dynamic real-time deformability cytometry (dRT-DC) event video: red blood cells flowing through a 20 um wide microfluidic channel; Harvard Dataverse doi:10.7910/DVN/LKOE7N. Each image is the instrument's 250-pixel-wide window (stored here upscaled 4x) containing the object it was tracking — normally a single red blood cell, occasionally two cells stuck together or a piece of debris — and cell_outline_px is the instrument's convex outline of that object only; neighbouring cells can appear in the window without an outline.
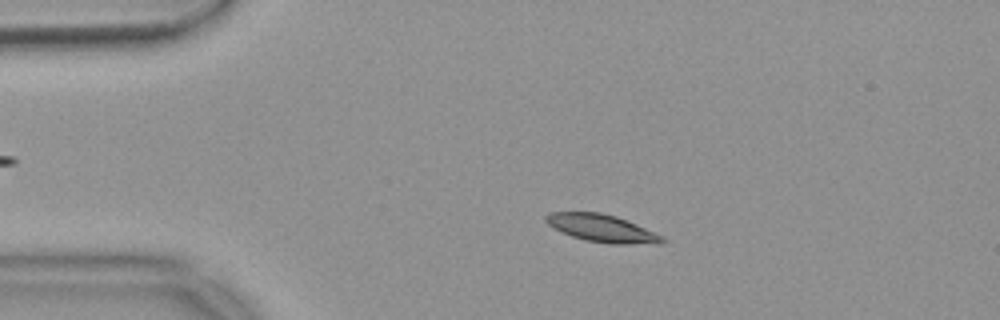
{"species": "common noctule bat (a hibernating species)", "species_latin": "Nyctalus noctula", "temperature_condition": "warm", "stored_images_in_passage": 55, "camera_frame_rate_fps": 3000, "um_per_image_px": 0.085, "animal": {"sex": "female", "body_mass_g": 18.4}, "frame": {"image": 1, "passage_image": 11, "time_ms": 3.333, "image_size_px": [1000, 320], "cell_outline_px": [[668, 240], [664, 244], [608, 244], [584, 240], [572, 236], [552, 228], [544, 220], [544, 216], [548, 212], [600, 212], [616, 216], [656, 232], [664, 236]], "centroid_in_image_um": [51.2, 19.42], "position_along_channel_um": 33.8, "area_um2": 19.07}}
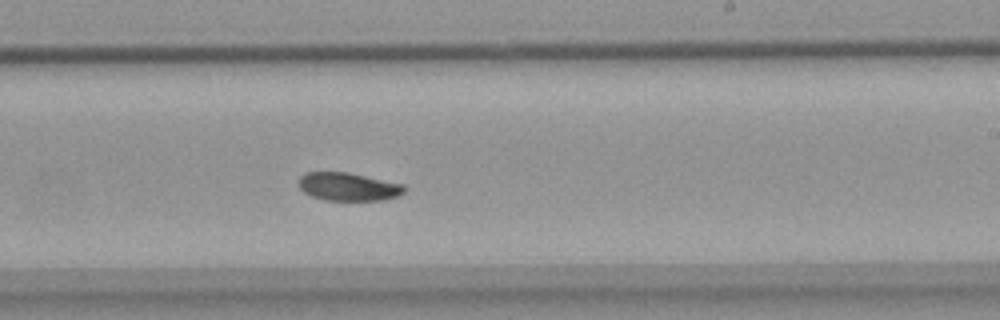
{"frame": {"image": 2, "passage_image": 33, "time_ms": 10.667, "image_size_px": [1000, 320], "cell_outline_px": [[408, 188], [404, 192], [396, 196], [384, 200], [324, 200], [312, 196], [304, 192], [296, 184], [296, 180], [304, 172], [348, 172], [404, 184]], "centroid_in_image_um": [29.57, 15.86], "position_along_channel_um": 259.4, "area_um2": 17.57}}
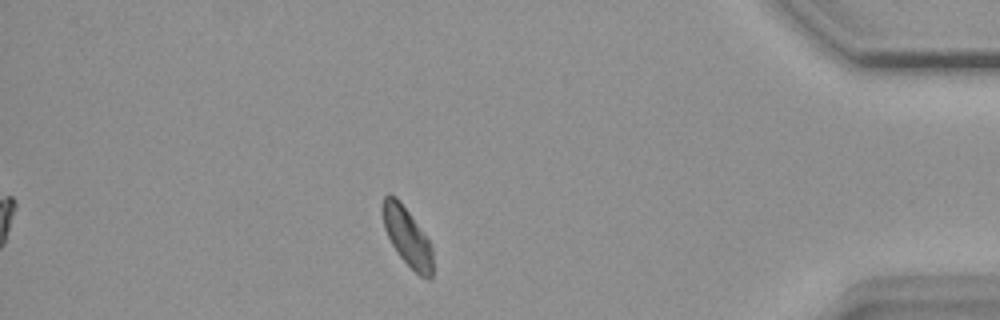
{"frame": {"image": 3, "passage_image": 48, "time_ms": 15.667, "image_size_px": [1000, 320], "cell_outline_px": [[432, 280], [428, 280], [420, 276], [396, 252], [384, 228], [380, 212], [380, 204], [384, 196], [388, 192], [396, 196], [400, 200], [432, 244]], "centroid_in_image_um": [34.57, 20.06], "position_along_channel_um": 400.6, "area_um2": 17.46}, "authors_computed_cell_mechanics": {"area_um2": 18.0336, "velocity_mm_per_s": 3.6451, "shape_relaxation_time_tau1_ms": 5.774, "shape_relaxation_time_tau2_ms": null, "deformation_change_tau1": 0.1357, "deformation_change_tau2": null}}